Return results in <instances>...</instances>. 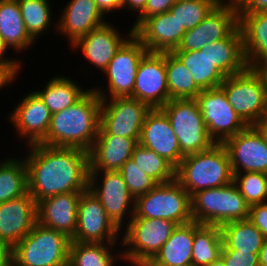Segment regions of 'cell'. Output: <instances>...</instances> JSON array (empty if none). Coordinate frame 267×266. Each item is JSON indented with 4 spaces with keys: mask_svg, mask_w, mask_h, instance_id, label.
<instances>
[{
    "mask_svg": "<svg viewBox=\"0 0 267 266\" xmlns=\"http://www.w3.org/2000/svg\"><path fill=\"white\" fill-rule=\"evenodd\" d=\"M267 142V112L254 124Z\"/></svg>",
    "mask_w": 267,
    "mask_h": 266,
    "instance_id": "50",
    "label": "cell"
},
{
    "mask_svg": "<svg viewBox=\"0 0 267 266\" xmlns=\"http://www.w3.org/2000/svg\"><path fill=\"white\" fill-rule=\"evenodd\" d=\"M37 223V203L29 192L0 203V241L12 249Z\"/></svg>",
    "mask_w": 267,
    "mask_h": 266,
    "instance_id": "19",
    "label": "cell"
},
{
    "mask_svg": "<svg viewBox=\"0 0 267 266\" xmlns=\"http://www.w3.org/2000/svg\"><path fill=\"white\" fill-rule=\"evenodd\" d=\"M24 25L30 37L36 41L54 23L50 0H17Z\"/></svg>",
    "mask_w": 267,
    "mask_h": 266,
    "instance_id": "37",
    "label": "cell"
},
{
    "mask_svg": "<svg viewBox=\"0 0 267 266\" xmlns=\"http://www.w3.org/2000/svg\"><path fill=\"white\" fill-rule=\"evenodd\" d=\"M175 180L191 196L197 191L233 182L230 157L223 143L185 156L175 170Z\"/></svg>",
    "mask_w": 267,
    "mask_h": 266,
    "instance_id": "3",
    "label": "cell"
},
{
    "mask_svg": "<svg viewBox=\"0 0 267 266\" xmlns=\"http://www.w3.org/2000/svg\"><path fill=\"white\" fill-rule=\"evenodd\" d=\"M147 0H122V9L126 8L130 12L134 11L139 15L145 8Z\"/></svg>",
    "mask_w": 267,
    "mask_h": 266,
    "instance_id": "48",
    "label": "cell"
},
{
    "mask_svg": "<svg viewBox=\"0 0 267 266\" xmlns=\"http://www.w3.org/2000/svg\"><path fill=\"white\" fill-rule=\"evenodd\" d=\"M207 266H226L224 260L219 257L216 261H213L211 264Z\"/></svg>",
    "mask_w": 267,
    "mask_h": 266,
    "instance_id": "53",
    "label": "cell"
},
{
    "mask_svg": "<svg viewBox=\"0 0 267 266\" xmlns=\"http://www.w3.org/2000/svg\"><path fill=\"white\" fill-rule=\"evenodd\" d=\"M233 183L250 206L267 203V174L261 172L233 173Z\"/></svg>",
    "mask_w": 267,
    "mask_h": 266,
    "instance_id": "40",
    "label": "cell"
},
{
    "mask_svg": "<svg viewBox=\"0 0 267 266\" xmlns=\"http://www.w3.org/2000/svg\"><path fill=\"white\" fill-rule=\"evenodd\" d=\"M195 99L215 143H224L248 126L230 106L221 87L202 90Z\"/></svg>",
    "mask_w": 267,
    "mask_h": 266,
    "instance_id": "13",
    "label": "cell"
},
{
    "mask_svg": "<svg viewBox=\"0 0 267 266\" xmlns=\"http://www.w3.org/2000/svg\"><path fill=\"white\" fill-rule=\"evenodd\" d=\"M194 221L177 225L160 251L146 266H185L192 264Z\"/></svg>",
    "mask_w": 267,
    "mask_h": 266,
    "instance_id": "27",
    "label": "cell"
},
{
    "mask_svg": "<svg viewBox=\"0 0 267 266\" xmlns=\"http://www.w3.org/2000/svg\"><path fill=\"white\" fill-rule=\"evenodd\" d=\"M220 257L226 266H260L259 253L240 250H222Z\"/></svg>",
    "mask_w": 267,
    "mask_h": 266,
    "instance_id": "42",
    "label": "cell"
},
{
    "mask_svg": "<svg viewBox=\"0 0 267 266\" xmlns=\"http://www.w3.org/2000/svg\"><path fill=\"white\" fill-rule=\"evenodd\" d=\"M233 173L261 172L267 174V142L254 125L224 143Z\"/></svg>",
    "mask_w": 267,
    "mask_h": 266,
    "instance_id": "17",
    "label": "cell"
},
{
    "mask_svg": "<svg viewBox=\"0 0 267 266\" xmlns=\"http://www.w3.org/2000/svg\"><path fill=\"white\" fill-rule=\"evenodd\" d=\"M133 97L151 109L162 108L171 99L167 86L165 69V53L147 52L140 61L137 72Z\"/></svg>",
    "mask_w": 267,
    "mask_h": 266,
    "instance_id": "16",
    "label": "cell"
},
{
    "mask_svg": "<svg viewBox=\"0 0 267 266\" xmlns=\"http://www.w3.org/2000/svg\"><path fill=\"white\" fill-rule=\"evenodd\" d=\"M29 147L24 160L27 165L28 192L36 203L59 194L88 190V151L43 144Z\"/></svg>",
    "mask_w": 267,
    "mask_h": 266,
    "instance_id": "1",
    "label": "cell"
},
{
    "mask_svg": "<svg viewBox=\"0 0 267 266\" xmlns=\"http://www.w3.org/2000/svg\"><path fill=\"white\" fill-rule=\"evenodd\" d=\"M0 162V203L25 195L28 192L27 165L16 157Z\"/></svg>",
    "mask_w": 267,
    "mask_h": 266,
    "instance_id": "36",
    "label": "cell"
},
{
    "mask_svg": "<svg viewBox=\"0 0 267 266\" xmlns=\"http://www.w3.org/2000/svg\"><path fill=\"white\" fill-rule=\"evenodd\" d=\"M13 109L7 118L16 127L19 138H28L27 147L41 144L47 136L52 113L40 96L35 91H30Z\"/></svg>",
    "mask_w": 267,
    "mask_h": 266,
    "instance_id": "18",
    "label": "cell"
},
{
    "mask_svg": "<svg viewBox=\"0 0 267 266\" xmlns=\"http://www.w3.org/2000/svg\"><path fill=\"white\" fill-rule=\"evenodd\" d=\"M74 81L67 76H54L46 83L44 89L35 92L53 114L74 105L89 91Z\"/></svg>",
    "mask_w": 267,
    "mask_h": 266,
    "instance_id": "31",
    "label": "cell"
},
{
    "mask_svg": "<svg viewBox=\"0 0 267 266\" xmlns=\"http://www.w3.org/2000/svg\"><path fill=\"white\" fill-rule=\"evenodd\" d=\"M193 221L221 226L231 221L248 219L250 205L235 184L204 189L190 196Z\"/></svg>",
    "mask_w": 267,
    "mask_h": 266,
    "instance_id": "5",
    "label": "cell"
},
{
    "mask_svg": "<svg viewBox=\"0 0 267 266\" xmlns=\"http://www.w3.org/2000/svg\"><path fill=\"white\" fill-rule=\"evenodd\" d=\"M191 73L195 83L202 89L220 87L226 76L213 64L210 47L206 44L200 50L173 51Z\"/></svg>",
    "mask_w": 267,
    "mask_h": 266,
    "instance_id": "29",
    "label": "cell"
},
{
    "mask_svg": "<svg viewBox=\"0 0 267 266\" xmlns=\"http://www.w3.org/2000/svg\"><path fill=\"white\" fill-rule=\"evenodd\" d=\"M63 9L55 29L69 39L71 46L106 22L94 0H70Z\"/></svg>",
    "mask_w": 267,
    "mask_h": 266,
    "instance_id": "23",
    "label": "cell"
},
{
    "mask_svg": "<svg viewBox=\"0 0 267 266\" xmlns=\"http://www.w3.org/2000/svg\"><path fill=\"white\" fill-rule=\"evenodd\" d=\"M239 26V13L233 0L216 4L204 20L187 30L174 51L200 50L206 44L227 38Z\"/></svg>",
    "mask_w": 267,
    "mask_h": 266,
    "instance_id": "14",
    "label": "cell"
},
{
    "mask_svg": "<svg viewBox=\"0 0 267 266\" xmlns=\"http://www.w3.org/2000/svg\"><path fill=\"white\" fill-rule=\"evenodd\" d=\"M161 109L171 122L184 157L215 144L208 134L196 99H171Z\"/></svg>",
    "mask_w": 267,
    "mask_h": 266,
    "instance_id": "9",
    "label": "cell"
},
{
    "mask_svg": "<svg viewBox=\"0 0 267 266\" xmlns=\"http://www.w3.org/2000/svg\"><path fill=\"white\" fill-rule=\"evenodd\" d=\"M177 0H147L144 10L137 15L136 21L132 25L135 31L147 18L169 11Z\"/></svg>",
    "mask_w": 267,
    "mask_h": 266,
    "instance_id": "43",
    "label": "cell"
},
{
    "mask_svg": "<svg viewBox=\"0 0 267 266\" xmlns=\"http://www.w3.org/2000/svg\"><path fill=\"white\" fill-rule=\"evenodd\" d=\"M213 64L227 77L243 72L247 67L243 34L238 26L227 38L209 44Z\"/></svg>",
    "mask_w": 267,
    "mask_h": 266,
    "instance_id": "28",
    "label": "cell"
},
{
    "mask_svg": "<svg viewBox=\"0 0 267 266\" xmlns=\"http://www.w3.org/2000/svg\"><path fill=\"white\" fill-rule=\"evenodd\" d=\"M105 22L101 26L93 29L89 34L80 38L74 43L71 49L80 48L84 57L96 66L100 71L104 72L118 52L120 47L134 34L132 28L128 31V36L124 37L116 30L114 24ZM125 38V39H124Z\"/></svg>",
    "mask_w": 267,
    "mask_h": 266,
    "instance_id": "21",
    "label": "cell"
},
{
    "mask_svg": "<svg viewBox=\"0 0 267 266\" xmlns=\"http://www.w3.org/2000/svg\"><path fill=\"white\" fill-rule=\"evenodd\" d=\"M223 248L222 250H240L259 253L264 236L248 219L231 221L220 226Z\"/></svg>",
    "mask_w": 267,
    "mask_h": 266,
    "instance_id": "32",
    "label": "cell"
},
{
    "mask_svg": "<svg viewBox=\"0 0 267 266\" xmlns=\"http://www.w3.org/2000/svg\"><path fill=\"white\" fill-rule=\"evenodd\" d=\"M140 138L97 135L89 151V172L118 171L132 157Z\"/></svg>",
    "mask_w": 267,
    "mask_h": 266,
    "instance_id": "25",
    "label": "cell"
},
{
    "mask_svg": "<svg viewBox=\"0 0 267 266\" xmlns=\"http://www.w3.org/2000/svg\"><path fill=\"white\" fill-rule=\"evenodd\" d=\"M132 159L158 184L175 180L176 168L164 157L159 156L155 151L142 146L140 143L135 146Z\"/></svg>",
    "mask_w": 267,
    "mask_h": 266,
    "instance_id": "38",
    "label": "cell"
},
{
    "mask_svg": "<svg viewBox=\"0 0 267 266\" xmlns=\"http://www.w3.org/2000/svg\"><path fill=\"white\" fill-rule=\"evenodd\" d=\"M224 0H177L169 9L187 31L200 24L213 7Z\"/></svg>",
    "mask_w": 267,
    "mask_h": 266,
    "instance_id": "39",
    "label": "cell"
},
{
    "mask_svg": "<svg viewBox=\"0 0 267 266\" xmlns=\"http://www.w3.org/2000/svg\"><path fill=\"white\" fill-rule=\"evenodd\" d=\"M100 128L97 135L140 138L143 121L151 108L130 96L101 99Z\"/></svg>",
    "mask_w": 267,
    "mask_h": 266,
    "instance_id": "12",
    "label": "cell"
},
{
    "mask_svg": "<svg viewBox=\"0 0 267 266\" xmlns=\"http://www.w3.org/2000/svg\"><path fill=\"white\" fill-rule=\"evenodd\" d=\"M238 12H267V0H233Z\"/></svg>",
    "mask_w": 267,
    "mask_h": 266,
    "instance_id": "46",
    "label": "cell"
},
{
    "mask_svg": "<svg viewBox=\"0 0 267 266\" xmlns=\"http://www.w3.org/2000/svg\"><path fill=\"white\" fill-rule=\"evenodd\" d=\"M88 190L100 201L114 225L124 230L126 215H130L129 221L134 215L135 198L119 171L89 172Z\"/></svg>",
    "mask_w": 267,
    "mask_h": 266,
    "instance_id": "11",
    "label": "cell"
},
{
    "mask_svg": "<svg viewBox=\"0 0 267 266\" xmlns=\"http://www.w3.org/2000/svg\"><path fill=\"white\" fill-rule=\"evenodd\" d=\"M101 98L91 88L74 105L52 114L50 127L41 143L90 151L100 128Z\"/></svg>",
    "mask_w": 267,
    "mask_h": 266,
    "instance_id": "2",
    "label": "cell"
},
{
    "mask_svg": "<svg viewBox=\"0 0 267 266\" xmlns=\"http://www.w3.org/2000/svg\"><path fill=\"white\" fill-rule=\"evenodd\" d=\"M81 193L59 194L39 201L37 203V222L72 238L76 231Z\"/></svg>",
    "mask_w": 267,
    "mask_h": 266,
    "instance_id": "24",
    "label": "cell"
},
{
    "mask_svg": "<svg viewBox=\"0 0 267 266\" xmlns=\"http://www.w3.org/2000/svg\"><path fill=\"white\" fill-rule=\"evenodd\" d=\"M223 241L220 226L203 225L194 221L192 264L207 266L221 254Z\"/></svg>",
    "mask_w": 267,
    "mask_h": 266,
    "instance_id": "34",
    "label": "cell"
},
{
    "mask_svg": "<svg viewBox=\"0 0 267 266\" xmlns=\"http://www.w3.org/2000/svg\"><path fill=\"white\" fill-rule=\"evenodd\" d=\"M248 67L267 65V12H238Z\"/></svg>",
    "mask_w": 267,
    "mask_h": 266,
    "instance_id": "26",
    "label": "cell"
},
{
    "mask_svg": "<svg viewBox=\"0 0 267 266\" xmlns=\"http://www.w3.org/2000/svg\"><path fill=\"white\" fill-rule=\"evenodd\" d=\"M165 69L170 99H195L202 91L173 52H165Z\"/></svg>",
    "mask_w": 267,
    "mask_h": 266,
    "instance_id": "35",
    "label": "cell"
},
{
    "mask_svg": "<svg viewBox=\"0 0 267 266\" xmlns=\"http://www.w3.org/2000/svg\"><path fill=\"white\" fill-rule=\"evenodd\" d=\"M71 238L38 222L10 252L9 266H66Z\"/></svg>",
    "mask_w": 267,
    "mask_h": 266,
    "instance_id": "4",
    "label": "cell"
},
{
    "mask_svg": "<svg viewBox=\"0 0 267 266\" xmlns=\"http://www.w3.org/2000/svg\"><path fill=\"white\" fill-rule=\"evenodd\" d=\"M262 72V74L264 75V79H265V82H266V88H267V65L262 67V68H259Z\"/></svg>",
    "mask_w": 267,
    "mask_h": 266,
    "instance_id": "54",
    "label": "cell"
},
{
    "mask_svg": "<svg viewBox=\"0 0 267 266\" xmlns=\"http://www.w3.org/2000/svg\"><path fill=\"white\" fill-rule=\"evenodd\" d=\"M134 198L146 194L158 183L148 176L132 159H128L118 170Z\"/></svg>",
    "mask_w": 267,
    "mask_h": 266,
    "instance_id": "41",
    "label": "cell"
},
{
    "mask_svg": "<svg viewBox=\"0 0 267 266\" xmlns=\"http://www.w3.org/2000/svg\"><path fill=\"white\" fill-rule=\"evenodd\" d=\"M9 47L5 43L3 37L0 35V68L4 70L12 79H16L19 75V71L22 70L21 62L17 59L7 58L6 51L8 53Z\"/></svg>",
    "mask_w": 267,
    "mask_h": 266,
    "instance_id": "44",
    "label": "cell"
},
{
    "mask_svg": "<svg viewBox=\"0 0 267 266\" xmlns=\"http://www.w3.org/2000/svg\"><path fill=\"white\" fill-rule=\"evenodd\" d=\"M139 143L164 157L175 168L184 158L171 122L161 108L151 109L147 113Z\"/></svg>",
    "mask_w": 267,
    "mask_h": 266,
    "instance_id": "20",
    "label": "cell"
},
{
    "mask_svg": "<svg viewBox=\"0 0 267 266\" xmlns=\"http://www.w3.org/2000/svg\"><path fill=\"white\" fill-rule=\"evenodd\" d=\"M259 265L267 266V237L264 238L262 248L259 252Z\"/></svg>",
    "mask_w": 267,
    "mask_h": 266,
    "instance_id": "51",
    "label": "cell"
},
{
    "mask_svg": "<svg viewBox=\"0 0 267 266\" xmlns=\"http://www.w3.org/2000/svg\"><path fill=\"white\" fill-rule=\"evenodd\" d=\"M148 52L141 41L133 34L114 55L106 70L108 89L96 87L92 89L101 99L131 96L135 85L138 65ZM107 93V94H106ZM108 95V96H107Z\"/></svg>",
    "mask_w": 267,
    "mask_h": 266,
    "instance_id": "10",
    "label": "cell"
},
{
    "mask_svg": "<svg viewBox=\"0 0 267 266\" xmlns=\"http://www.w3.org/2000/svg\"><path fill=\"white\" fill-rule=\"evenodd\" d=\"M121 233L123 261L131 266H146L160 251L177 227L166 219L131 218Z\"/></svg>",
    "mask_w": 267,
    "mask_h": 266,
    "instance_id": "6",
    "label": "cell"
},
{
    "mask_svg": "<svg viewBox=\"0 0 267 266\" xmlns=\"http://www.w3.org/2000/svg\"><path fill=\"white\" fill-rule=\"evenodd\" d=\"M116 244L109 243H80L71 242L69 247V266H114L115 261L123 259L122 251L119 254L113 250ZM112 250V251H111ZM118 256V257H117Z\"/></svg>",
    "mask_w": 267,
    "mask_h": 266,
    "instance_id": "33",
    "label": "cell"
},
{
    "mask_svg": "<svg viewBox=\"0 0 267 266\" xmlns=\"http://www.w3.org/2000/svg\"><path fill=\"white\" fill-rule=\"evenodd\" d=\"M119 233L122 232L109 219L100 201L89 190L82 192L71 242L118 244Z\"/></svg>",
    "mask_w": 267,
    "mask_h": 266,
    "instance_id": "15",
    "label": "cell"
},
{
    "mask_svg": "<svg viewBox=\"0 0 267 266\" xmlns=\"http://www.w3.org/2000/svg\"><path fill=\"white\" fill-rule=\"evenodd\" d=\"M13 81H16V79H12L6 72H0V89L12 84Z\"/></svg>",
    "mask_w": 267,
    "mask_h": 266,
    "instance_id": "52",
    "label": "cell"
},
{
    "mask_svg": "<svg viewBox=\"0 0 267 266\" xmlns=\"http://www.w3.org/2000/svg\"><path fill=\"white\" fill-rule=\"evenodd\" d=\"M248 220L258 228L264 237H267V203L251 205Z\"/></svg>",
    "mask_w": 267,
    "mask_h": 266,
    "instance_id": "45",
    "label": "cell"
},
{
    "mask_svg": "<svg viewBox=\"0 0 267 266\" xmlns=\"http://www.w3.org/2000/svg\"><path fill=\"white\" fill-rule=\"evenodd\" d=\"M132 218L166 219L177 225L193 221L188 192L176 181L157 184L135 198Z\"/></svg>",
    "mask_w": 267,
    "mask_h": 266,
    "instance_id": "8",
    "label": "cell"
},
{
    "mask_svg": "<svg viewBox=\"0 0 267 266\" xmlns=\"http://www.w3.org/2000/svg\"><path fill=\"white\" fill-rule=\"evenodd\" d=\"M220 87L230 106L248 126L267 112V88L260 69L247 67L241 73L227 76Z\"/></svg>",
    "mask_w": 267,
    "mask_h": 266,
    "instance_id": "7",
    "label": "cell"
},
{
    "mask_svg": "<svg viewBox=\"0 0 267 266\" xmlns=\"http://www.w3.org/2000/svg\"><path fill=\"white\" fill-rule=\"evenodd\" d=\"M186 30L170 11L147 18L134 35L149 52H173L180 44Z\"/></svg>",
    "mask_w": 267,
    "mask_h": 266,
    "instance_id": "22",
    "label": "cell"
},
{
    "mask_svg": "<svg viewBox=\"0 0 267 266\" xmlns=\"http://www.w3.org/2000/svg\"><path fill=\"white\" fill-rule=\"evenodd\" d=\"M10 252L9 249L2 241H0V266L10 265Z\"/></svg>",
    "mask_w": 267,
    "mask_h": 266,
    "instance_id": "49",
    "label": "cell"
},
{
    "mask_svg": "<svg viewBox=\"0 0 267 266\" xmlns=\"http://www.w3.org/2000/svg\"><path fill=\"white\" fill-rule=\"evenodd\" d=\"M0 35L10 49L19 53L35 43L26 30L17 0H3L0 4Z\"/></svg>",
    "mask_w": 267,
    "mask_h": 266,
    "instance_id": "30",
    "label": "cell"
},
{
    "mask_svg": "<svg viewBox=\"0 0 267 266\" xmlns=\"http://www.w3.org/2000/svg\"><path fill=\"white\" fill-rule=\"evenodd\" d=\"M99 11L105 15H109L113 10L122 8V0H94ZM111 11V12H110Z\"/></svg>",
    "mask_w": 267,
    "mask_h": 266,
    "instance_id": "47",
    "label": "cell"
}]
</instances>
